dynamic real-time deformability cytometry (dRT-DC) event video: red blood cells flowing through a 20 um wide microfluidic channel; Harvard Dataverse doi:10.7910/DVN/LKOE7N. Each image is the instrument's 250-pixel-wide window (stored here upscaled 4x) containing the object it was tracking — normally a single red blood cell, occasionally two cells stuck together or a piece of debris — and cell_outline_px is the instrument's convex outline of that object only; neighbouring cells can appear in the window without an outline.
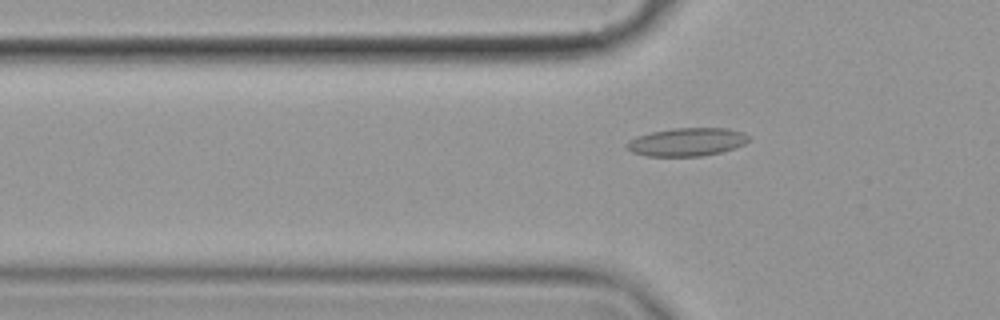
{"species": "common noctule bat (a hibernating species)", "species_latin": "Nyctalus noctula", "temperature_condition": "cold", "stored_images_in_passage": 57, "camera_frame_rate_fps": 3000, "um_per_image_px": 0.085, "animal": {"sex": "female", "body_mass_g": 19.9}, "frame": {"image": 1, "passage_image": 19, "time_ms": 6.0, "image_size_px": [1000, 320], "cell_outline_px": [[752, 140], [744, 144], [720, 152], [700, 156], [648, 156], [632, 152], [624, 148], [624, 144], [628, 140], [636, 136], [652, 132], [676, 128], [728, 128], [744, 132]], "centroid_in_image_um": [58.36, 12.06], "position_along_channel_um": 67.4, "area_um2": 20.11}}
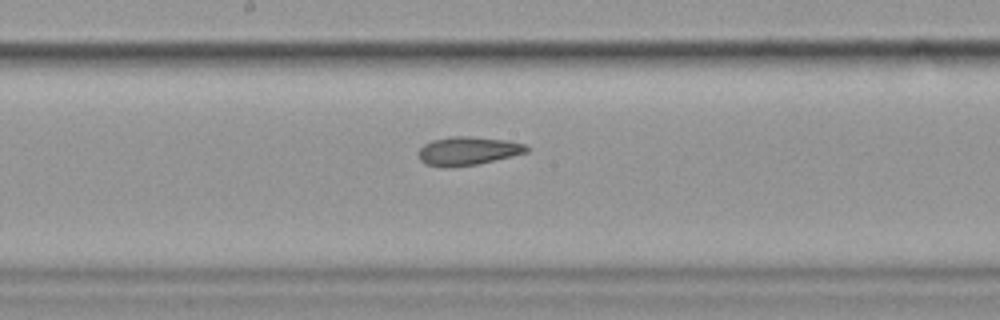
{"frame": {"image": 2, "passage_image": 31, "time_ms": 10.0, "image_size_px": [1000, 320], "cell_outline_px": [[528, 152], [512, 156], [476, 164], [448, 168], [440, 168], [424, 164], [420, 160], [420, 148], [424, 144], [432, 140], [452, 136], [472, 136], [508, 140], [524, 144], [528, 148]], "centroid_in_image_um": [39.75, 12.83], "position_along_channel_um": 208.5, "area_um2": 18.03}}
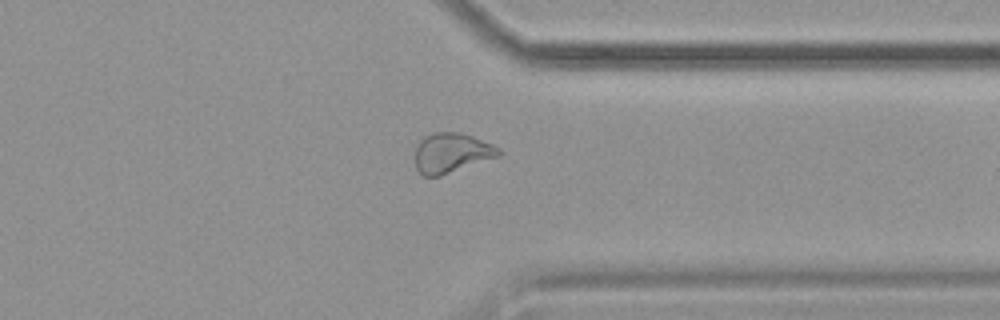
{"frame": {"image": 3, "passage_image": 45, "time_ms": 14.667, "image_size_px": [1000, 320], "cell_outline_px": [[500, 156], [440, 176], [424, 176], [416, 168], [416, 148], [420, 140], [424, 136], [432, 132], [460, 132], [472, 136], [492, 144], [500, 148]], "centroid_in_image_um": [38.38, 12.99], "position_along_channel_um": 373.0, "area_um2": 19.36}, "authors_computed_cell_mechanics": {"area_um2": 19.8832, "velocity_mm_per_s": 3.5558, "shape_relaxation_time_tau1_ms": null, "shape_relaxation_time_tau2_ms": 2.9905, "deformation_change_tau1": null, "deformation_change_tau2": 0.0971}}